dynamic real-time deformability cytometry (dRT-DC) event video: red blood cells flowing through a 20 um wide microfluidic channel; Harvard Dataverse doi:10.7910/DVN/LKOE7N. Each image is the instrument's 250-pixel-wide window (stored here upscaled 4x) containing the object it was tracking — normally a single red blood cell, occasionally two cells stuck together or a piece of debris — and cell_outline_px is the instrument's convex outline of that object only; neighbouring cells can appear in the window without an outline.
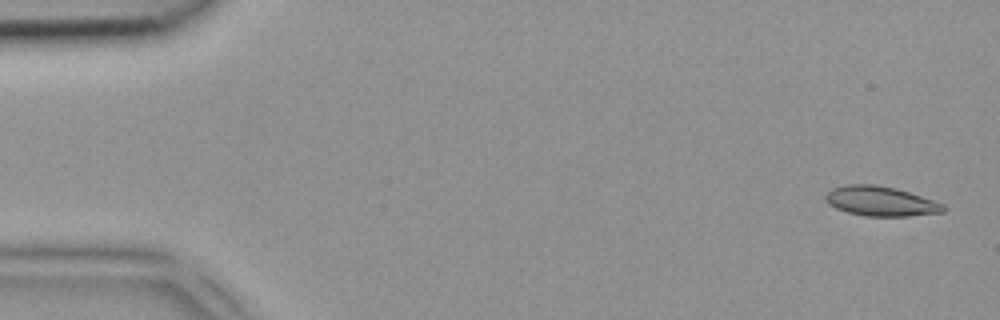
{"species": "common noctule bat (a hibernating species)", "species_latin": "Nyctalus noctula", "temperature_condition": "room temperature", "stored_images_in_passage": 4, "camera_frame_rate_fps": 3000, "um_per_image_px": 0.085, "animal": {"sex": "female", "body_mass_g": 18.4}, "frame": {"image": 1, "passage_image": 1, "time_ms": 0.0, "image_size_px": [1000, 320], "cell_outline_px": [[948, 208], [944, 212], [908, 216], [864, 216], [848, 212], [836, 208], [828, 204], [824, 200], [824, 196], [832, 188], [848, 184], [876, 184], [896, 188], [944, 204]], "centroid_in_image_um": [74.84, 17.1], "position_along_channel_um": 10.2, "area_um2": 20.46}}
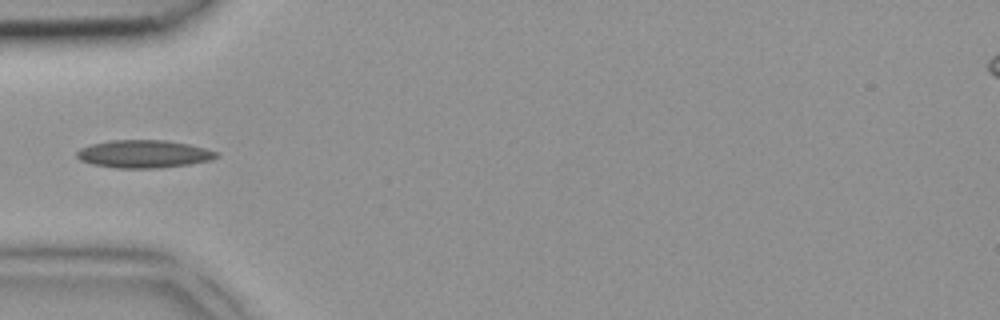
{"frame": {"image": 2, "passage_image": 3, "time_ms": 0.667, "image_size_px": [1000, 320], "cell_outline_px": [[220, 156], [212, 160], [188, 164], [160, 168], [116, 168], [92, 164], [80, 160], [76, 156], [76, 152], [80, 148], [92, 144], [108, 140], [164, 140], [188, 144], [220, 152]], "centroid_in_image_um": [12.23, 13.09], "position_along_channel_um": 72.8, "area_um2": 22.72}}